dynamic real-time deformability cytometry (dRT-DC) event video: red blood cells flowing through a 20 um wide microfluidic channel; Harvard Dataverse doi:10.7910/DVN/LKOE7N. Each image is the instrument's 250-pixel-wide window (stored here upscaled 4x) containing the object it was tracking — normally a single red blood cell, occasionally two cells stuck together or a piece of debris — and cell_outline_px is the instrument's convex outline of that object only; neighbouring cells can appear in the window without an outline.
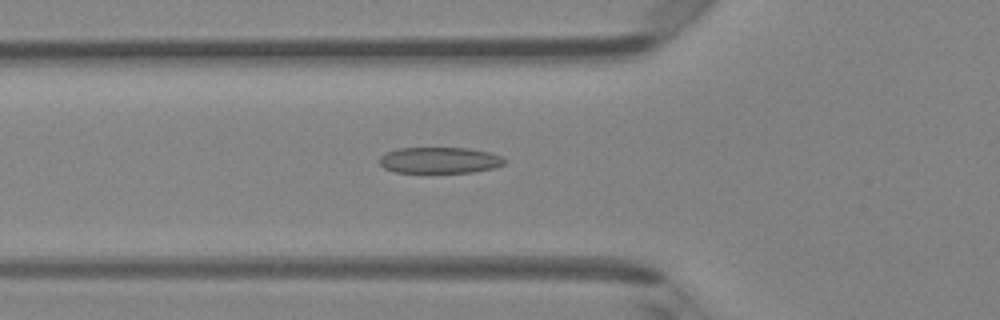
{"species": "Egyptian fruit bat (a non-hibernating species)", "species_latin": "Rousettus aegyptiacus", "temperature_condition": "room temperature", "stored_images_in_passage": 46, "camera_frame_rate_fps": 3000, "um_per_image_px": 0.085, "animal": {"sex": "female"}, "frame": {"image": 1, "passage_image": 15, "time_ms": 4.667, "image_size_px": [1000, 320], "cell_outline_px": [[508, 160], [504, 164], [492, 168], [472, 172], [396, 172], [384, 168], [380, 164], [380, 156], [388, 152], [400, 148], [468, 148], [488, 152], [500, 156]], "centroid_in_image_um": [37.38, 13.62], "position_along_channel_um": 88.4, "area_um2": 18.84}}
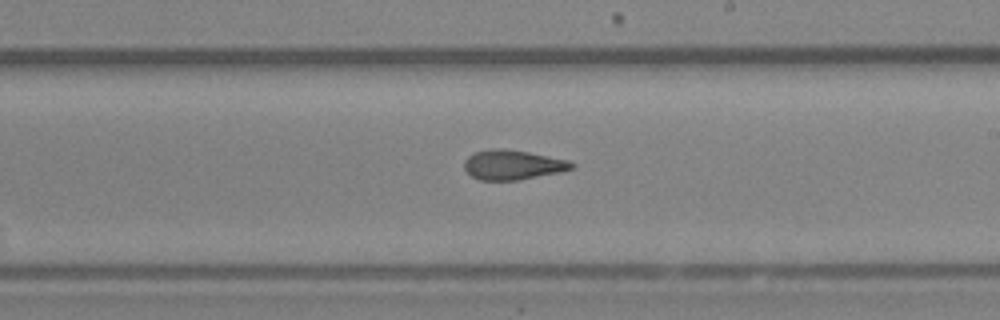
{"frame": {"image": 2, "passage_image": 26, "time_ms": 8.333, "image_size_px": [1000, 320], "cell_outline_px": [[576, 168], [560, 172], [520, 180], [480, 180], [472, 176], [464, 168], [464, 160], [468, 156], [476, 152], [492, 148], [528, 152], [568, 160], [576, 164]], "centroid_in_image_um": [43.61, 14.02], "position_along_channel_um": 245.4, "area_um2": 18.5}}
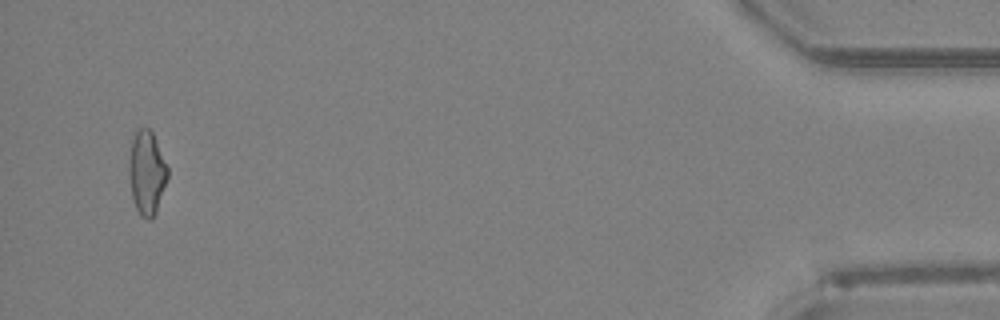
{"frame": {"image": 3, "passage_image": 44, "time_ms": 14.333, "image_size_px": [1000, 320], "cell_outline_px": [[168, 176], [156, 212], [152, 220], [148, 220], [140, 216], [136, 208], [132, 196], [128, 176], [128, 160], [132, 140], [136, 128], [148, 128], [152, 132], [168, 168]], "centroid_in_image_um": [12.45, 14.69], "position_along_channel_um": 422.8, "area_um2": 18.96}, "authors_computed_cell_mechanics": {"area_um2": 18.9873, "velocity_mm_per_s": 4.2979, "shape_relaxation_time_tau1_ms": 4.3576, "shape_relaxation_time_tau2_ms": 1.6958, "deformation_change_tau1": 0.1548, "deformation_change_tau2": 0.1078}}